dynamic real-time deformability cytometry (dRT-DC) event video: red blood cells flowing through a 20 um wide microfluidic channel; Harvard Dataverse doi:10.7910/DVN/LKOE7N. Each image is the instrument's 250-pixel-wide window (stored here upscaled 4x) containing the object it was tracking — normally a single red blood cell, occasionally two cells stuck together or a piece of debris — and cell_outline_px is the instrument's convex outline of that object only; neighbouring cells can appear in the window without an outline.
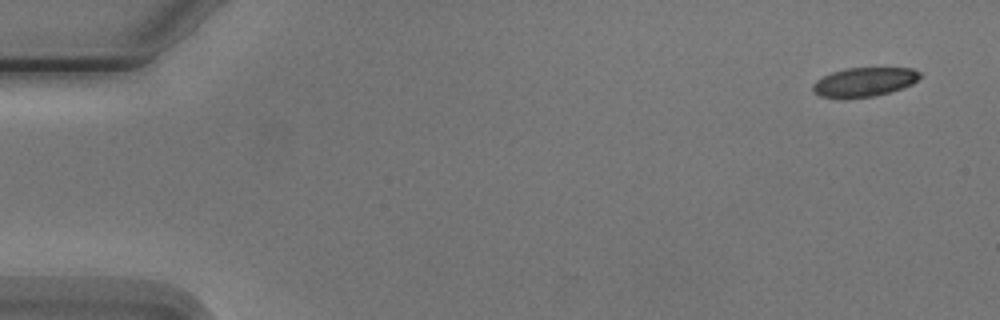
{"species": "Egyptian fruit bat (a non-hibernating species)", "species_latin": "Rousettus aegyptiacus", "temperature_condition": "cold", "stored_images_in_passage": 4, "camera_frame_rate_fps": 3000, "um_per_image_px": 0.085, "animal": {"sex": "male"}, "frame": {"image": 1, "passage_image": 1, "time_ms": 0.0, "image_size_px": [1000, 320], "cell_outline_px": [[920, 76], [912, 84], [904, 88], [872, 96], [820, 96], [812, 92], [812, 84], [816, 80], [832, 72], [844, 68], [912, 68], [920, 72]], "centroid_in_image_um": [73.47, 6.94], "position_along_channel_um": 11.5, "area_um2": 17.69}}